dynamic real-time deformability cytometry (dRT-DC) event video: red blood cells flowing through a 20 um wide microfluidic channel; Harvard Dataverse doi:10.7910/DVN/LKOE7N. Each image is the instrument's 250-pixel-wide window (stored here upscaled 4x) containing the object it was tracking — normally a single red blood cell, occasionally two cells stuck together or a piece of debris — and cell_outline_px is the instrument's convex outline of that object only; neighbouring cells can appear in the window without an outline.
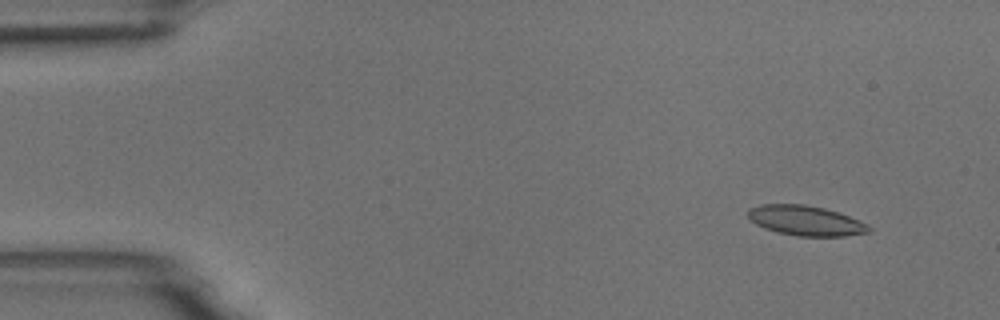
{"species": "common noctule bat (a hibernating species)", "species_latin": "Nyctalus noctula", "temperature_condition": "room temperature", "stored_images_in_passage": 5, "camera_frame_rate_fps": 3000, "um_per_image_px": 0.085, "animal": {"sex": "male", "body_mass_g": 18.8}, "frame": {"image": 1, "passage_image": 2, "time_ms": 1.0, "image_size_px": [1000, 320], "cell_outline_px": [[872, 232], [844, 236], [796, 236], [764, 228], [756, 224], [748, 216], [748, 208], [760, 204], [804, 204], [824, 208], [848, 216], [868, 224], [872, 228]], "centroid_in_image_um": [68.5, 18.75], "position_along_channel_um": 16.5, "area_um2": 21.04}}
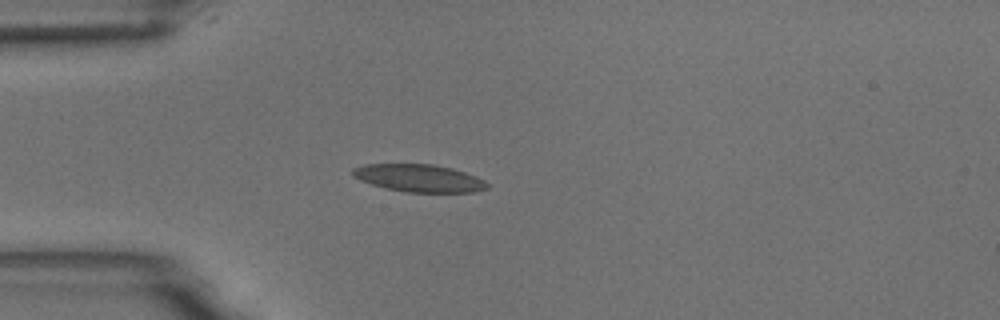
{"frame": {"image": 2, "passage_image": 4, "time_ms": 4.333, "image_size_px": [1000, 320], "cell_outline_px": [[488, 188], [472, 192], [408, 192], [384, 188], [360, 180], [352, 176], [352, 168], [364, 164], [432, 164], [452, 168], [476, 176], [484, 180], [488, 184]], "centroid_in_image_um": [35.6, 15.13], "position_along_channel_um": 49.4, "area_um2": 21.56}}